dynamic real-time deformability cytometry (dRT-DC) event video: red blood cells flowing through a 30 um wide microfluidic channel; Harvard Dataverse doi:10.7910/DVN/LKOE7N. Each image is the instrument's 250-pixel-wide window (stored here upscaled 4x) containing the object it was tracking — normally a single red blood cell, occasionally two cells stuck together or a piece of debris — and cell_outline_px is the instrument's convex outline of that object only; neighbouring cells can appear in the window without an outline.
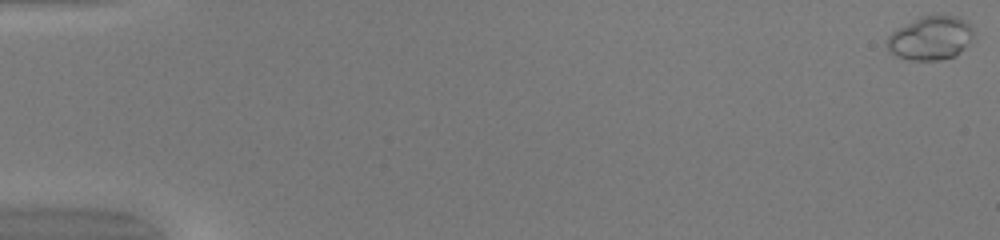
{"species": "common noctule bat (a hibernating species)", "species_latin": "Nyctalus noctula", "temperature_condition": "warm", "stored_images_in_passage": 51, "camera_frame_rate_fps": 3000, "um_per_image_px": 0.085, "animal": {"sex": "female", "body_mass_g": 20.0, "forearm_length_mm": 54.0}, "frame": {"image": 1, "passage_image": 1, "time_ms": 0.0, "image_size_px": [1000, 240], "cell_outline_px": [[976, 40], [956, 56], [940, 60], [908, 60], [896, 56], [888, 52], [884, 44], [888, 36], [892, 32], [920, 16], [960, 16], [968, 20], [972, 28]], "centroid_in_image_um": [79.14, 3.26], "position_along_channel_um": 5.9, "area_um2": 22.72}}
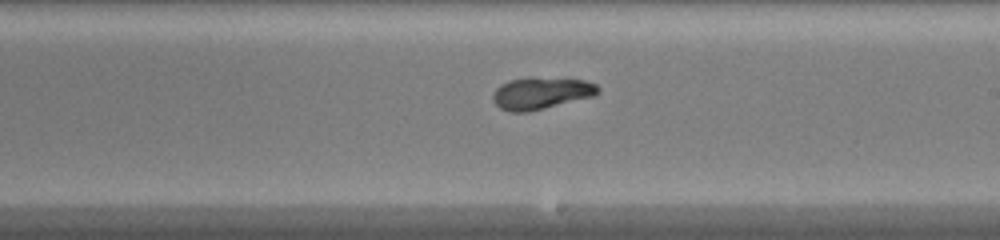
{"frame": {"image": 2, "passage_image": 31, "time_ms": 10.0, "image_size_px": [1000, 240], "cell_outline_px": [[600, 92], [596, 96], [528, 112], [512, 112], [500, 108], [492, 100], [492, 92], [500, 84], [508, 80], [528, 76], [584, 80], [596, 84], [600, 88]], "centroid_in_image_um": [45.99, 7.9], "position_along_channel_um": 243.0, "area_um2": 20.06}}
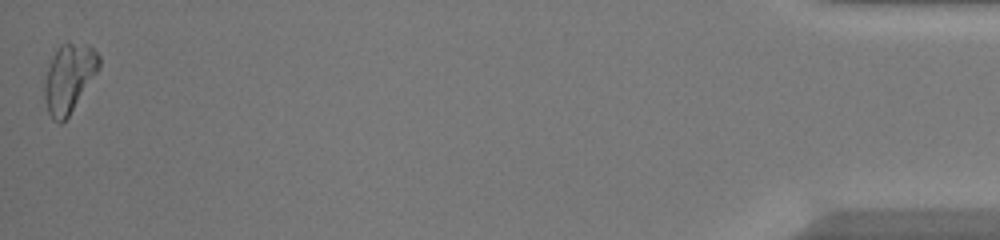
{"frame": {"image": 3, "passage_image": 51, "time_ms": 16.667, "image_size_px": [1000, 240], "cell_outline_px": [[100, 68], [68, 116], [60, 124], [52, 120], [48, 112], [44, 96], [44, 84], [48, 68], [52, 56], [60, 44], [68, 40], [88, 44], [100, 56]], "centroid_in_image_um": [5.87, 6.59], "position_along_channel_um": 429.3, "area_um2": 21.91}, "authors_computed_cell_mechanics": {"area_um2": 19.7098, "velocity_mm_per_s": 4.1448, "shape_relaxation_time_tau1_ms": 1.8191, "shape_relaxation_time_tau2_ms": null, "deformation_change_tau1": 0.118, "deformation_change_tau2": null}}